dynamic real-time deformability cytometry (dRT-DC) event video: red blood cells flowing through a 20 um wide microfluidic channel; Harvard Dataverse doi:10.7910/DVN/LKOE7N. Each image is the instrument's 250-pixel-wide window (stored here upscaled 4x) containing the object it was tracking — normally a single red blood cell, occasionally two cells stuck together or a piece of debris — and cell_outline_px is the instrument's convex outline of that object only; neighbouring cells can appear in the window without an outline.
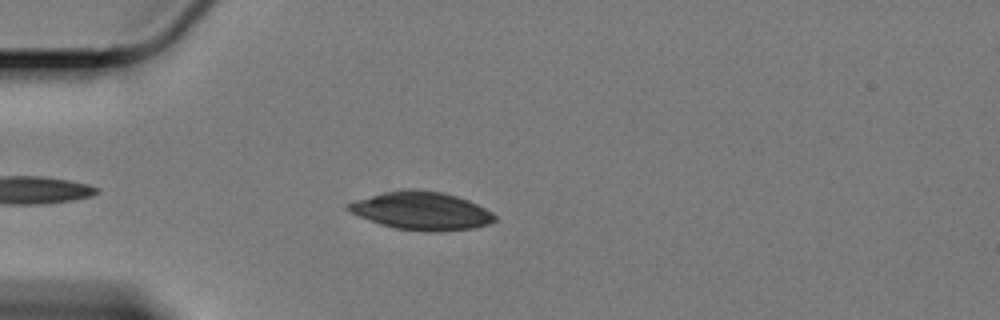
{"species": "Egyptian fruit bat (a non-hibernating species)", "species_latin": "Rousettus aegyptiacus", "temperature_condition": "cold", "stored_images_in_passage": 47, "camera_frame_rate_fps": 3000, "um_per_image_px": 0.085, "animal": {"sex": "female"}, "frame": {"image": 1, "passage_image": 7, "time_ms": 2.0, "image_size_px": [1000, 320], "cell_outline_px": [[496, 220], [488, 224], [472, 228], [436, 232], [428, 232], [396, 228], [380, 224], [360, 216], [344, 208], [344, 204], [356, 200], [384, 192], [400, 188], [412, 188], [444, 192], [468, 200], [492, 212], [496, 216]], "centroid_in_image_um": [35.81, 17.9], "position_along_channel_um": 49.2, "area_um2": 32.54}}
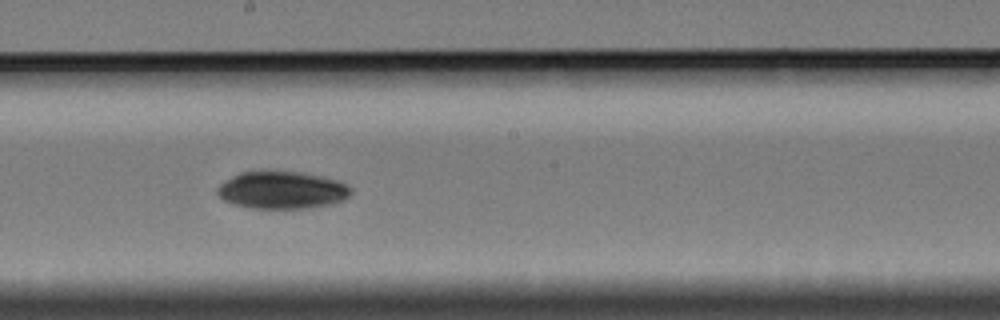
{"frame": {"image": 2, "passage_image": 24, "time_ms": 7.667, "image_size_px": [1000, 320], "cell_outline_px": [[352, 192], [348, 196], [340, 200], [328, 204], [308, 208], [252, 208], [232, 204], [224, 200], [216, 192], [216, 188], [220, 184], [240, 172], [300, 172], [320, 176], [336, 180], [352, 188]], "centroid_in_image_um": [23.94, 16.17], "position_along_channel_um": 224.3, "area_um2": 28.61}}
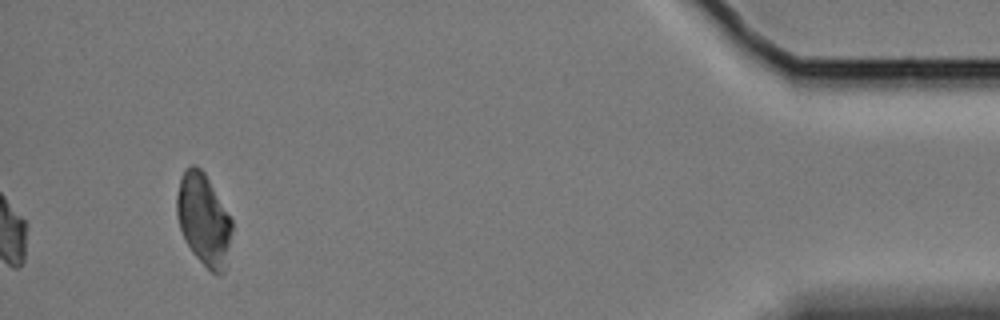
{"frame": {"image": 3, "passage_image": 47, "time_ms": 15.333, "image_size_px": [1000, 320], "cell_outline_px": [[232, 228], [224, 272], [220, 276], [212, 272], [192, 252], [180, 228], [176, 216], [176, 196], [180, 176], [184, 168], [192, 164], [196, 164], [204, 172], [232, 220]], "centroid_in_image_um": [17.28, 18.61], "position_along_channel_um": 417.9, "area_um2": 29.25}, "authors_computed_cell_mechanics": {"area_um2": 29.4202, "velocity_mm_per_s": 3.3532, "shape_relaxation_time_tau1_ms": 9.5278, "shape_relaxation_time_tau2_ms": null, "deformation_change_tau1": 0.2063, "deformation_change_tau2": null}}